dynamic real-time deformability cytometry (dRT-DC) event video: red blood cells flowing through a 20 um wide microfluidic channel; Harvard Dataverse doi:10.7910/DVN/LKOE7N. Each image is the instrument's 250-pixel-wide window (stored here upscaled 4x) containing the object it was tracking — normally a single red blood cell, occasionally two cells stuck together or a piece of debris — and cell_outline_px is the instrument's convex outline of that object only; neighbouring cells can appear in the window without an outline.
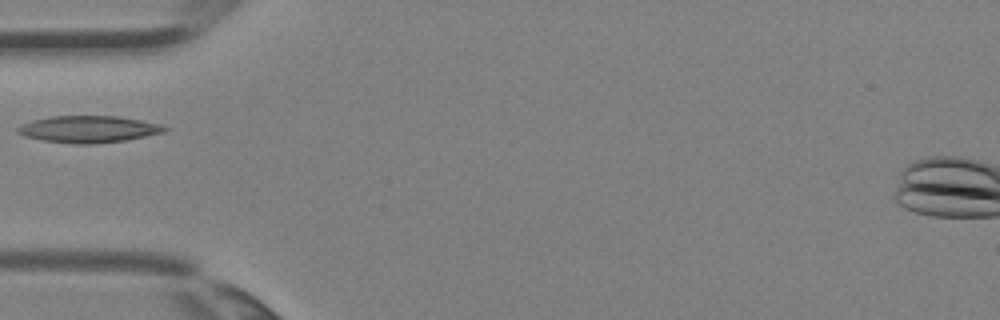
{"species": "Egyptian fruit bat (a non-hibernating species)", "species_latin": "Rousettus aegyptiacus", "temperature_condition": "room temperature", "stored_images_in_passage": 2, "camera_frame_rate_fps": 3000, "um_per_image_px": 0.085, "animal": {"sex": "female"}, "frame": {"image": 1, "passage_image": 2, "time_ms": 0.333, "image_size_px": [1000, 320], "cell_outline_px": [[168, 128], [164, 132], [124, 140], [92, 144], [76, 144], [44, 140], [24, 136], [16, 132], [16, 128], [32, 120], [52, 116], [116, 116], [164, 124]], "centroid_in_image_um": [7.53, 10.97], "position_along_channel_um": 77.5, "area_um2": 22.77}}